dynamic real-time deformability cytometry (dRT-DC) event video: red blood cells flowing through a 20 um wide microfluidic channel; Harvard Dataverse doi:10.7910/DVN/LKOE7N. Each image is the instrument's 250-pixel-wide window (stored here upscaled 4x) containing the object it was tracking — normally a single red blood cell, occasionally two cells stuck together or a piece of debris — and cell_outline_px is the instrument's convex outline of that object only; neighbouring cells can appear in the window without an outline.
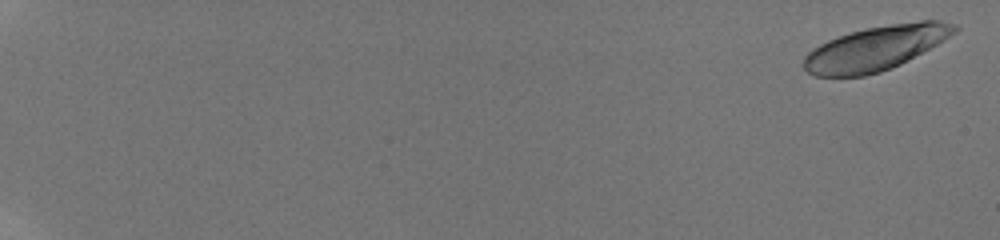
{"species": "human", "species_latin": "Homo sapiens", "temperature_condition": "room temperature", "stored_images_in_passage": 29, "camera_frame_rate_fps": 3000, "um_per_image_px": 0.085, "donor": {"sex": "male"}, "frame": {"image": 1, "passage_image": 1, "time_ms": 0.0, "image_size_px": [1000, 240], "cell_outline_px": [[960, 28], [956, 32], [944, 40], [900, 64], [880, 72], [864, 76], [816, 76], [808, 72], [804, 68], [804, 56], [812, 48], [828, 40], [852, 32], [868, 28], [892, 24], [920, 20], [940, 20], [956, 24]], "centroid_in_image_um": [74.45, 4.09], "position_along_channel_um": 10.6, "area_um2": 38.61}}
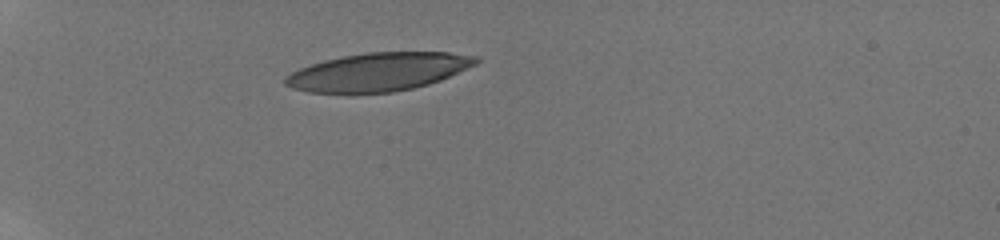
{"frame": {"image": 2, "passage_image": 23, "time_ms": 5.333, "image_size_px": [1000, 240], "cell_outline_px": [[480, 60], [476, 64], [440, 80], [428, 84], [412, 88], [392, 92], [356, 96], [352, 96], [308, 92], [292, 88], [284, 84], [284, 76], [300, 68], [324, 60], [344, 56], [368, 52], [448, 52], [476, 56]], "centroid_in_image_um": [32.08, 6.15], "position_along_channel_um": 52.9, "area_um2": 43.23}}